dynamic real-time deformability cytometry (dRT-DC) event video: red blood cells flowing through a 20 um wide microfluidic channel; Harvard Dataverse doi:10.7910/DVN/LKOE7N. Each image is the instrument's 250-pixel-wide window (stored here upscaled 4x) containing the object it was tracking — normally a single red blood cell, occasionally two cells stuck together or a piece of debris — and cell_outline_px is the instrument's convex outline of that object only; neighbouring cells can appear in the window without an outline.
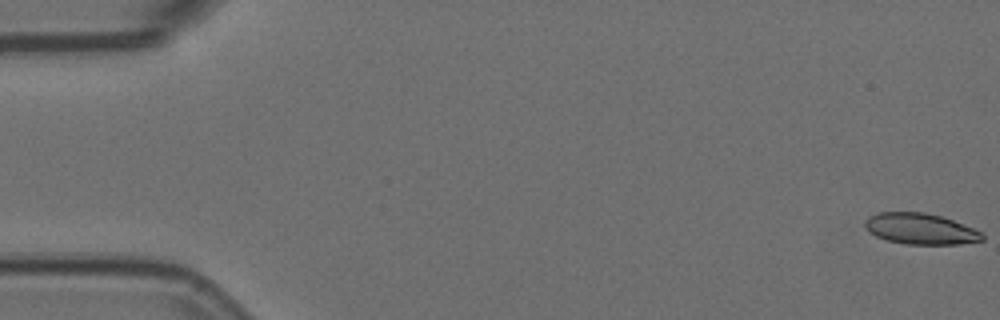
{"species": "Egyptian fruit bat (a non-hibernating species)", "species_latin": "Rousettus aegyptiacus", "temperature_condition": "room temperature", "stored_images_in_passage": 58, "camera_frame_rate_fps": 3000, "um_per_image_px": 0.085, "animal": {"sex": "female"}, "frame": {"image": 1, "passage_image": 1, "time_ms": 0.0, "image_size_px": [1000, 320], "cell_outline_px": [[984, 240], [960, 244], [904, 244], [888, 240], [876, 236], [868, 232], [864, 224], [864, 220], [868, 216], [876, 212], [924, 212], [940, 216], [952, 220], [984, 232]], "centroid_in_image_um": [78.22, 19.45], "position_along_channel_um": 6.8, "area_um2": 21.33}}
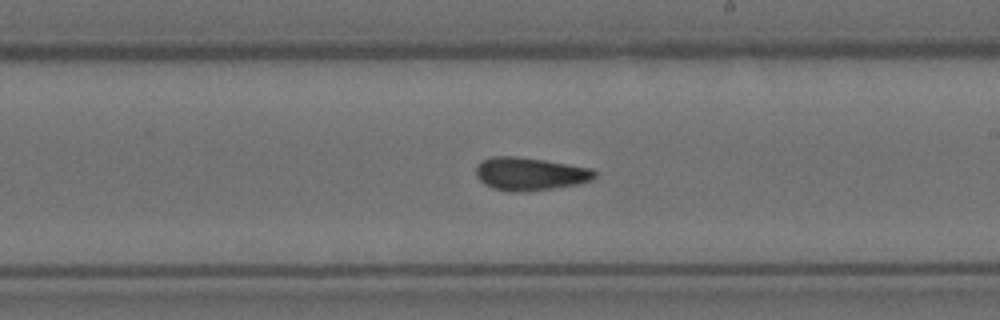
{"frame": {"image": 2, "passage_image": 33, "time_ms": 10.667, "image_size_px": [1000, 320], "cell_outline_px": [[596, 176], [592, 180], [576, 184], [552, 188], [520, 192], [512, 192], [492, 188], [484, 184], [476, 176], [476, 164], [480, 160], [492, 156], [516, 156], [544, 160], [592, 168], [596, 172]], "centroid_in_image_um": [45.0, 14.77], "position_along_channel_um": 244.0, "area_um2": 22.89}}
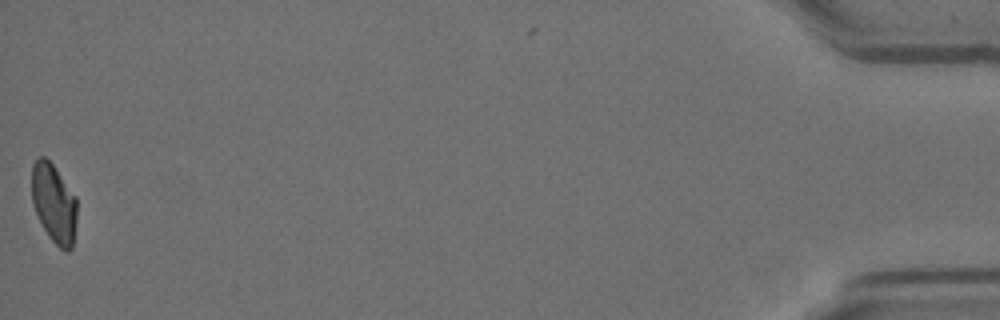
{"frame": {"image": 3, "passage_image": 57, "time_ms": 18.667, "image_size_px": [1000, 320], "cell_outline_px": [[76, 220], [72, 248], [68, 252], [64, 252], [48, 236], [36, 212], [32, 200], [32, 164], [40, 156], [44, 156], [52, 164], [76, 196]], "centroid_in_image_um": [4.59, 17.29], "position_along_channel_um": 430.6, "area_um2": 20.63}, "authors_computed_cell_mechanics": {"area_um2": 22.1952, "velocity_mm_per_s": 3.5966, "shape_relaxation_time_tau1_ms": 10.7305, "shape_relaxation_time_tau2_ms": 2.8931, "deformation_change_tau1": 0.2338, "deformation_change_tau2": 0.091}}